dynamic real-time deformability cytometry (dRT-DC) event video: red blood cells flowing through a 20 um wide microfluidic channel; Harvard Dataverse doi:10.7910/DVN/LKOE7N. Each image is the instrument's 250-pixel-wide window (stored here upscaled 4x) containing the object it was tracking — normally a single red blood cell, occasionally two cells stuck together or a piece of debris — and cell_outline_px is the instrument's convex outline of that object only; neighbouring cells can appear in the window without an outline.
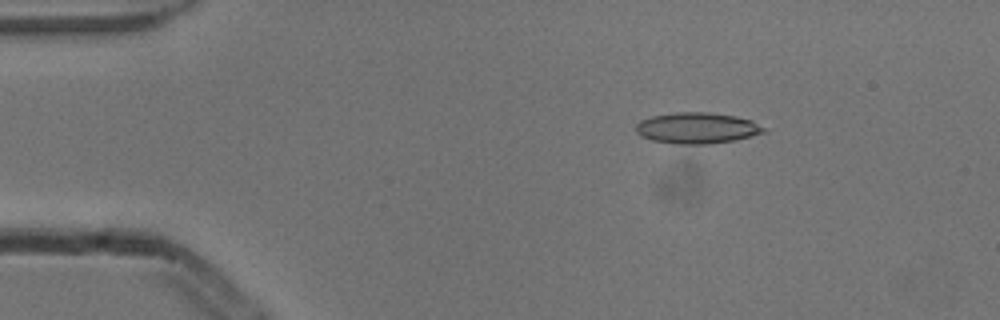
{"species": "common noctule bat (a hibernating species)", "species_latin": "Nyctalus noctula", "temperature_condition": "cold", "stored_images_in_passage": 29, "camera_frame_rate_fps": 3000, "um_per_image_px": 0.085, "animal": {"sex": "male", "body_mass_g": 13.3}, "frame": {"image": 1, "passage_image": 8, "time_ms": 2.333, "image_size_px": [1000, 320], "cell_outline_px": [[764, 132], [736, 140], [708, 144], [676, 144], [652, 140], [640, 136], [636, 132], [636, 124], [640, 120], [652, 116], [676, 112], [708, 112], [736, 116], [752, 120], [764, 128]], "centroid_in_image_um": [59.21, 10.88], "position_along_channel_um": 25.8, "area_um2": 23.12}}
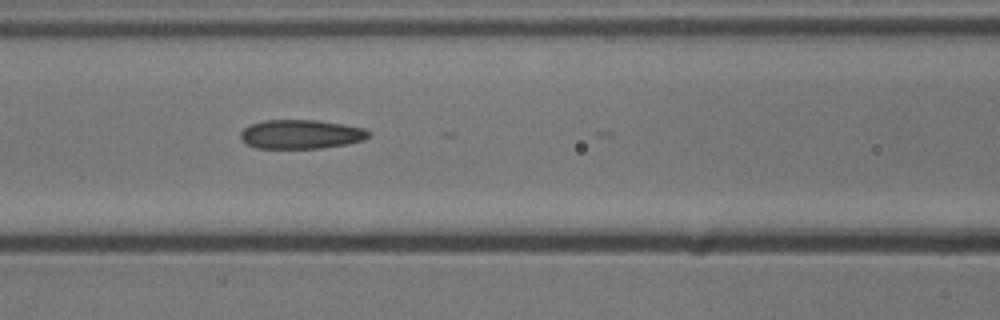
{"frame": {"image": 2, "passage_image": 22, "time_ms": 7.0, "image_size_px": [1000, 320], "cell_outline_px": [[372, 132], [364, 140], [344, 144], [320, 148], [256, 148], [240, 140], [240, 132], [248, 124], [264, 120], [320, 120], [344, 124], [364, 128]], "centroid_in_image_um": [25.56, 11.4], "position_along_channel_um": 141.0, "area_um2": 21.85}}
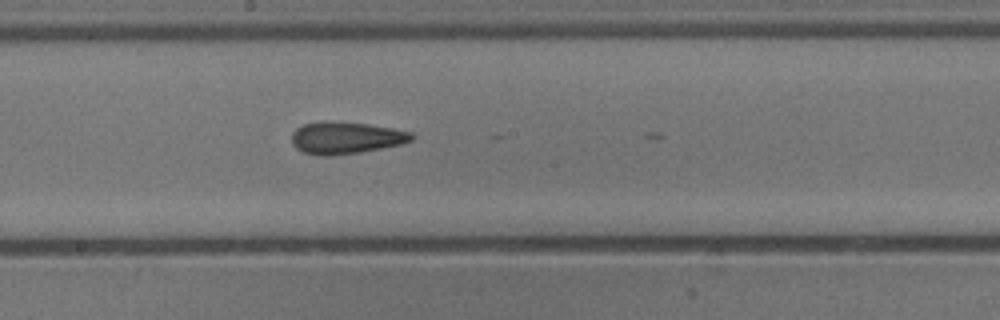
{"frame": {"image": 3, "passage_image": 28, "time_ms": 9.0, "image_size_px": [1000, 320], "cell_outline_px": [[412, 140], [400, 144], [360, 152], [324, 156], [316, 156], [304, 152], [296, 148], [292, 144], [292, 132], [296, 128], [304, 124], [324, 120], [332, 120], [368, 124], [392, 128], [412, 132]], "centroid_in_image_um": [29.34, 11.7], "position_along_channel_um": 218.9, "area_um2": 22.43}}